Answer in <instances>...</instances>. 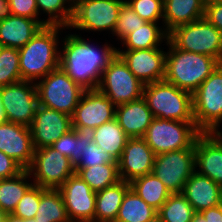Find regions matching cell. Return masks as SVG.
<instances>
[{
	"label": "cell",
	"mask_w": 222,
	"mask_h": 222,
	"mask_svg": "<svg viewBox=\"0 0 222 222\" xmlns=\"http://www.w3.org/2000/svg\"><path fill=\"white\" fill-rule=\"evenodd\" d=\"M199 167V168H197ZM195 170L222 187V131L201 132L195 141Z\"/></svg>",
	"instance_id": "obj_18"
},
{
	"label": "cell",
	"mask_w": 222,
	"mask_h": 222,
	"mask_svg": "<svg viewBox=\"0 0 222 222\" xmlns=\"http://www.w3.org/2000/svg\"><path fill=\"white\" fill-rule=\"evenodd\" d=\"M34 218L37 222H71L58 189L41 187L39 207Z\"/></svg>",
	"instance_id": "obj_30"
},
{
	"label": "cell",
	"mask_w": 222,
	"mask_h": 222,
	"mask_svg": "<svg viewBox=\"0 0 222 222\" xmlns=\"http://www.w3.org/2000/svg\"><path fill=\"white\" fill-rule=\"evenodd\" d=\"M168 40L180 50L208 55L222 63V33L204 17L174 28Z\"/></svg>",
	"instance_id": "obj_6"
},
{
	"label": "cell",
	"mask_w": 222,
	"mask_h": 222,
	"mask_svg": "<svg viewBox=\"0 0 222 222\" xmlns=\"http://www.w3.org/2000/svg\"><path fill=\"white\" fill-rule=\"evenodd\" d=\"M0 222H7V214H5V216L2 219H0Z\"/></svg>",
	"instance_id": "obj_51"
},
{
	"label": "cell",
	"mask_w": 222,
	"mask_h": 222,
	"mask_svg": "<svg viewBox=\"0 0 222 222\" xmlns=\"http://www.w3.org/2000/svg\"><path fill=\"white\" fill-rule=\"evenodd\" d=\"M155 216L157 210L129 188L123 197L115 222H147Z\"/></svg>",
	"instance_id": "obj_31"
},
{
	"label": "cell",
	"mask_w": 222,
	"mask_h": 222,
	"mask_svg": "<svg viewBox=\"0 0 222 222\" xmlns=\"http://www.w3.org/2000/svg\"><path fill=\"white\" fill-rule=\"evenodd\" d=\"M11 14L15 16H23L39 21L46 26L45 20H39L38 7L36 0H9Z\"/></svg>",
	"instance_id": "obj_41"
},
{
	"label": "cell",
	"mask_w": 222,
	"mask_h": 222,
	"mask_svg": "<svg viewBox=\"0 0 222 222\" xmlns=\"http://www.w3.org/2000/svg\"><path fill=\"white\" fill-rule=\"evenodd\" d=\"M6 120L5 114H4V110L2 107V100H1V96H0V124L4 123Z\"/></svg>",
	"instance_id": "obj_48"
},
{
	"label": "cell",
	"mask_w": 222,
	"mask_h": 222,
	"mask_svg": "<svg viewBox=\"0 0 222 222\" xmlns=\"http://www.w3.org/2000/svg\"><path fill=\"white\" fill-rule=\"evenodd\" d=\"M19 51L15 48H0V87L21 81Z\"/></svg>",
	"instance_id": "obj_36"
},
{
	"label": "cell",
	"mask_w": 222,
	"mask_h": 222,
	"mask_svg": "<svg viewBox=\"0 0 222 222\" xmlns=\"http://www.w3.org/2000/svg\"><path fill=\"white\" fill-rule=\"evenodd\" d=\"M204 6L213 4V3H222V0H202Z\"/></svg>",
	"instance_id": "obj_49"
},
{
	"label": "cell",
	"mask_w": 222,
	"mask_h": 222,
	"mask_svg": "<svg viewBox=\"0 0 222 222\" xmlns=\"http://www.w3.org/2000/svg\"><path fill=\"white\" fill-rule=\"evenodd\" d=\"M142 97L154 118L195 122L192 94L165 80L144 85Z\"/></svg>",
	"instance_id": "obj_4"
},
{
	"label": "cell",
	"mask_w": 222,
	"mask_h": 222,
	"mask_svg": "<svg viewBox=\"0 0 222 222\" xmlns=\"http://www.w3.org/2000/svg\"><path fill=\"white\" fill-rule=\"evenodd\" d=\"M34 150L28 126L8 121L0 124V151L14 159L23 169L31 165Z\"/></svg>",
	"instance_id": "obj_20"
},
{
	"label": "cell",
	"mask_w": 222,
	"mask_h": 222,
	"mask_svg": "<svg viewBox=\"0 0 222 222\" xmlns=\"http://www.w3.org/2000/svg\"><path fill=\"white\" fill-rule=\"evenodd\" d=\"M77 134L84 139V149L75 168H88L106 163H117L110 153L104 152L103 148L97 146L94 140V129L90 127H73Z\"/></svg>",
	"instance_id": "obj_32"
},
{
	"label": "cell",
	"mask_w": 222,
	"mask_h": 222,
	"mask_svg": "<svg viewBox=\"0 0 222 222\" xmlns=\"http://www.w3.org/2000/svg\"><path fill=\"white\" fill-rule=\"evenodd\" d=\"M145 21L158 23L164 15V0H125Z\"/></svg>",
	"instance_id": "obj_39"
},
{
	"label": "cell",
	"mask_w": 222,
	"mask_h": 222,
	"mask_svg": "<svg viewBox=\"0 0 222 222\" xmlns=\"http://www.w3.org/2000/svg\"><path fill=\"white\" fill-rule=\"evenodd\" d=\"M27 222H37V220H35V218H31V219H27Z\"/></svg>",
	"instance_id": "obj_53"
},
{
	"label": "cell",
	"mask_w": 222,
	"mask_h": 222,
	"mask_svg": "<svg viewBox=\"0 0 222 222\" xmlns=\"http://www.w3.org/2000/svg\"><path fill=\"white\" fill-rule=\"evenodd\" d=\"M40 80L35 82L39 105L72 116L85 89L60 66Z\"/></svg>",
	"instance_id": "obj_7"
},
{
	"label": "cell",
	"mask_w": 222,
	"mask_h": 222,
	"mask_svg": "<svg viewBox=\"0 0 222 222\" xmlns=\"http://www.w3.org/2000/svg\"><path fill=\"white\" fill-rule=\"evenodd\" d=\"M117 55L144 85L164 80L166 52L159 48L117 50Z\"/></svg>",
	"instance_id": "obj_15"
},
{
	"label": "cell",
	"mask_w": 222,
	"mask_h": 222,
	"mask_svg": "<svg viewBox=\"0 0 222 222\" xmlns=\"http://www.w3.org/2000/svg\"><path fill=\"white\" fill-rule=\"evenodd\" d=\"M130 188L157 211L171 195L164 183L153 173L135 178L130 182Z\"/></svg>",
	"instance_id": "obj_27"
},
{
	"label": "cell",
	"mask_w": 222,
	"mask_h": 222,
	"mask_svg": "<svg viewBox=\"0 0 222 222\" xmlns=\"http://www.w3.org/2000/svg\"><path fill=\"white\" fill-rule=\"evenodd\" d=\"M129 137L119 125L118 121L112 119L94 129V142L103 148L104 152L110 153L118 160L123 153Z\"/></svg>",
	"instance_id": "obj_26"
},
{
	"label": "cell",
	"mask_w": 222,
	"mask_h": 222,
	"mask_svg": "<svg viewBox=\"0 0 222 222\" xmlns=\"http://www.w3.org/2000/svg\"><path fill=\"white\" fill-rule=\"evenodd\" d=\"M33 183L45 189H59L75 173L74 164L51 146L34 150L31 165L27 168Z\"/></svg>",
	"instance_id": "obj_10"
},
{
	"label": "cell",
	"mask_w": 222,
	"mask_h": 222,
	"mask_svg": "<svg viewBox=\"0 0 222 222\" xmlns=\"http://www.w3.org/2000/svg\"><path fill=\"white\" fill-rule=\"evenodd\" d=\"M193 116L201 132H219L222 121V63L192 94Z\"/></svg>",
	"instance_id": "obj_5"
},
{
	"label": "cell",
	"mask_w": 222,
	"mask_h": 222,
	"mask_svg": "<svg viewBox=\"0 0 222 222\" xmlns=\"http://www.w3.org/2000/svg\"><path fill=\"white\" fill-rule=\"evenodd\" d=\"M11 15L9 0H0V21Z\"/></svg>",
	"instance_id": "obj_45"
},
{
	"label": "cell",
	"mask_w": 222,
	"mask_h": 222,
	"mask_svg": "<svg viewBox=\"0 0 222 222\" xmlns=\"http://www.w3.org/2000/svg\"><path fill=\"white\" fill-rule=\"evenodd\" d=\"M58 190L71 222H95L96 192L77 173Z\"/></svg>",
	"instance_id": "obj_14"
},
{
	"label": "cell",
	"mask_w": 222,
	"mask_h": 222,
	"mask_svg": "<svg viewBox=\"0 0 222 222\" xmlns=\"http://www.w3.org/2000/svg\"><path fill=\"white\" fill-rule=\"evenodd\" d=\"M34 149L51 146L72 127V116L38 105L34 120L29 126Z\"/></svg>",
	"instance_id": "obj_16"
},
{
	"label": "cell",
	"mask_w": 222,
	"mask_h": 222,
	"mask_svg": "<svg viewBox=\"0 0 222 222\" xmlns=\"http://www.w3.org/2000/svg\"><path fill=\"white\" fill-rule=\"evenodd\" d=\"M200 133L195 122L154 118L142 138L159 155L191 148Z\"/></svg>",
	"instance_id": "obj_8"
},
{
	"label": "cell",
	"mask_w": 222,
	"mask_h": 222,
	"mask_svg": "<svg viewBox=\"0 0 222 222\" xmlns=\"http://www.w3.org/2000/svg\"><path fill=\"white\" fill-rule=\"evenodd\" d=\"M130 182L119 181L96 193L95 222H115Z\"/></svg>",
	"instance_id": "obj_25"
},
{
	"label": "cell",
	"mask_w": 222,
	"mask_h": 222,
	"mask_svg": "<svg viewBox=\"0 0 222 222\" xmlns=\"http://www.w3.org/2000/svg\"><path fill=\"white\" fill-rule=\"evenodd\" d=\"M0 96L6 120L29 127L39 105L35 83L21 80L2 86Z\"/></svg>",
	"instance_id": "obj_13"
},
{
	"label": "cell",
	"mask_w": 222,
	"mask_h": 222,
	"mask_svg": "<svg viewBox=\"0 0 222 222\" xmlns=\"http://www.w3.org/2000/svg\"><path fill=\"white\" fill-rule=\"evenodd\" d=\"M68 35L61 41L64 45L63 52L60 51L59 66L85 90L97 89L102 72L116 56L117 49L107 43L97 49L79 35Z\"/></svg>",
	"instance_id": "obj_1"
},
{
	"label": "cell",
	"mask_w": 222,
	"mask_h": 222,
	"mask_svg": "<svg viewBox=\"0 0 222 222\" xmlns=\"http://www.w3.org/2000/svg\"><path fill=\"white\" fill-rule=\"evenodd\" d=\"M164 80L193 94L220 62L208 55L183 51L169 40Z\"/></svg>",
	"instance_id": "obj_3"
},
{
	"label": "cell",
	"mask_w": 222,
	"mask_h": 222,
	"mask_svg": "<svg viewBox=\"0 0 222 222\" xmlns=\"http://www.w3.org/2000/svg\"><path fill=\"white\" fill-rule=\"evenodd\" d=\"M43 27L35 20L23 16L10 15L0 21V45L15 49L22 48Z\"/></svg>",
	"instance_id": "obj_23"
},
{
	"label": "cell",
	"mask_w": 222,
	"mask_h": 222,
	"mask_svg": "<svg viewBox=\"0 0 222 222\" xmlns=\"http://www.w3.org/2000/svg\"><path fill=\"white\" fill-rule=\"evenodd\" d=\"M7 222H27V219H22L13 214H7Z\"/></svg>",
	"instance_id": "obj_47"
},
{
	"label": "cell",
	"mask_w": 222,
	"mask_h": 222,
	"mask_svg": "<svg viewBox=\"0 0 222 222\" xmlns=\"http://www.w3.org/2000/svg\"><path fill=\"white\" fill-rule=\"evenodd\" d=\"M5 216V213L0 210V219H2Z\"/></svg>",
	"instance_id": "obj_52"
},
{
	"label": "cell",
	"mask_w": 222,
	"mask_h": 222,
	"mask_svg": "<svg viewBox=\"0 0 222 222\" xmlns=\"http://www.w3.org/2000/svg\"><path fill=\"white\" fill-rule=\"evenodd\" d=\"M30 173L24 169L17 176L0 179V210L5 214H12L18 202L26 191L34 184L28 183Z\"/></svg>",
	"instance_id": "obj_28"
},
{
	"label": "cell",
	"mask_w": 222,
	"mask_h": 222,
	"mask_svg": "<svg viewBox=\"0 0 222 222\" xmlns=\"http://www.w3.org/2000/svg\"><path fill=\"white\" fill-rule=\"evenodd\" d=\"M157 25L154 22H145L141 27L126 35L121 40L126 47L125 50L159 48L163 40H168V33Z\"/></svg>",
	"instance_id": "obj_29"
},
{
	"label": "cell",
	"mask_w": 222,
	"mask_h": 222,
	"mask_svg": "<svg viewBox=\"0 0 222 222\" xmlns=\"http://www.w3.org/2000/svg\"><path fill=\"white\" fill-rule=\"evenodd\" d=\"M147 222H163V221H162L161 218L157 215V216H155L152 220L147 221Z\"/></svg>",
	"instance_id": "obj_50"
},
{
	"label": "cell",
	"mask_w": 222,
	"mask_h": 222,
	"mask_svg": "<svg viewBox=\"0 0 222 222\" xmlns=\"http://www.w3.org/2000/svg\"><path fill=\"white\" fill-rule=\"evenodd\" d=\"M195 143L191 148L180 149L155 156L152 173L171 194L182 193L186 181L195 172Z\"/></svg>",
	"instance_id": "obj_12"
},
{
	"label": "cell",
	"mask_w": 222,
	"mask_h": 222,
	"mask_svg": "<svg viewBox=\"0 0 222 222\" xmlns=\"http://www.w3.org/2000/svg\"><path fill=\"white\" fill-rule=\"evenodd\" d=\"M202 0H164L163 25L167 33L204 17Z\"/></svg>",
	"instance_id": "obj_24"
},
{
	"label": "cell",
	"mask_w": 222,
	"mask_h": 222,
	"mask_svg": "<svg viewBox=\"0 0 222 222\" xmlns=\"http://www.w3.org/2000/svg\"><path fill=\"white\" fill-rule=\"evenodd\" d=\"M182 194L195 212L222 204V187L196 171L186 181Z\"/></svg>",
	"instance_id": "obj_21"
},
{
	"label": "cell",
	"mask_w": 222,
	"mask_h": 222,
	"mask_svg": "<svg viewBox=\"0 0 222 222\" xmlns=\"http://www.w3.org/2000/svg\"><path fill=\"white\" fill-rule=\"evenodd\" d=\"M209 222H222V204L200 212Z\"/></svg>",
	"instance_id": "obj_44"
},
{
	"label": "cell",
	"mask_w": 222,
	"mask_h": 222,
	"mask_svg": "<svg viewBox=\"0 0 222 222\" xmlns=\"http://www.w3.org/2000/svg\"><path fill=\"white\" fill-rule=\"evenodd\" d=\"M63 26H43L19 51L21 79L35 83L59 67V30Z\"/></svg>",
	"instance_id": "obj_2"
},
{
	"label": "cell",
	"mask_w": 222,
	"mask_h": 222,
	"mask_svg": "<svg viewBox=\"0 0 222 222\" xmlns=\"http://www.w3.org/2000/svg\"><path fill=\"white\" fill-rule=\"evenodd\" d=\"M66 3L68 5L64 6ZM36 4L38 14L40 10L48 14V19L45 20L46 25L69 27L73 18L74 0H36Z\"/></svg>",
	"instance_id": "obj_35"
},
{
	"label": "cell",
	"mask_w": 222,
	"mask_h": 222,
	"mask_svg": "<svg viewBox=\"0 0 222 222\" xmlns=\"http://www.w3.org/2000/svg\"><path fill=\"white\" fill-rule=\"evenodd\" d=\"M75 173L96 193L121 181L118 163H106L88 168H75Z\"/></svg>",
	"instance_id": "obj_33"
},
{
	"label": "cell",
	"mask_w": 222,
	"mask_h": 222,
	"mask_svg": "<svg viewBox=\"0 0 222 222\" xmlns=\"http://www.w3.org/2000/svg\"><path fill=\"white\" fill-rule=\"evenodd\" d=\"M145 22L126 2L120 8L113 36L122 40L126 35L141 27Z\"/></svg>",
	"instance_id": "obj_38"
},
{
	"label": "cell",
	"mask_w": 222,
	"mask_h": 222,
	"mask_svg": "<svg viewBox=\"0 0 222 222\" xmlns=\"http://www.w3.org/2000/svg\"><path fill=\"white\" fill-rule=\"evenodd\" d=\"M51 147L70 158V161L75 165L80 159L82 149H84V139L77 134L75 129H71L54 142Z\"/></svg>",
	"instance_id": "obj_37"
},
{
	"label": "cell",
	"mask_w": 222,
	"mask_h": 222,
	"mask_svg": "<svg viewBox=\"0 0 222 222\" xmlns=\"http://www.w3.org/2000/svg\"><path fill=\"white\" fill-rule=\"evenodd\" d=\"M143 88L144 84L133 75L117 54L103 70L97 86L115 106L141 98Z\"/></svg>",
	"instance_id": "obj_9"
},
{
	"label": "cell",
	"mask_w": 222,
	"mask_h": 222,
	"mask_svg": "<svg viewBox=\"0 0 222 222\" xmlns=\"http://www.w3.org/2000/svg\"><path fill=\"white\" fill-rule=\"evenodd\" d=\"M191 222H209V220H206L200 212H195Z\"/></svg>",
	"instance_id": "obj_46"
},
{
	"label": "cell",
	"mask_w": 222,
	"mask_h": 222,
	"mask_svg": "<svg viewBox=\"0 0 222 222\" xmlns=\"http://www.w3.org/2000/svg\"><path fill=\"white\" fill-rule=\"evenodd\" d=\"M116 106L98 89L85 90L72 115V127H90L115 119Z\"/></svg>",
	"instance_id": "obj_17"
},
{
	"label": "cell",
	"mask_w": 222,
	"mask_h": 222,
	"mask_svg": "<svg viewBox=\"0 0 222 222\" xmlns=\"http://www.w3.org/2000/svg\"><path fill=\"white\" fill-rule=\"evenodd\" d=\"M41 186L33 184L23 195L13 211V215L22 219L34 218L40 202Z\"/></svg>",
	"instance_id": "obj_40"
},
{
	"label": "cell",
	"mask_w": 222,
	"mask_h": 222,
	"mask_svg": "<svg viewBox=\"0 0 222 222\" xmlns=\"http://www.w3.org/2000/svg\"><path fill=\"white\" fill-rule=\"evenodd\" d=\"M23 170L14 159L0 151V179L15 177Z\"/></svg>",
	"instance_id": "obj_42"
},
{
	"label": "cell",
	"mask_w": 222,
	"mask_h": 222,
	"mask_svg": "<svg viewBox=\"0 0 222 222\" xmlns=\"http://www.w3.org/2000/svg\"><path fill=\"white\" fill-rule=\"evenodd\" d=\"M155 153L142 137L129 138L117 160L120 179L131 182L152 173Z\"/></svg>",
	"instance_id": "obj_19"
},
{
	"label": "cell",
	"mask_w": 222,
	"mask_h": 222,
	"mask_svg": "<svg viewBox=\"0 0 222 222\" xmlns=\"http://www.w3.org/2000/svg\"><path fill=\"white\" fill-rule=\"evenodd\" d=\"M195 211L182 193H174L157 211L163 222H191Z\"/></svg>",
	"instance_id": "obj_34"
},
{
	"label": "cell",
	"mask_w": 222,
	"mask_h": 222,
	"mask_svg": "<svg viewBox=\"0 0 222 222\" xmlns=\"http://www.w3.org/2000/svg\"><path fill=\"white\" fill-rule=\"evenodd\" d=\"M125 0H74L70 28L85 31L110 30L113 34L120 8Z\"/></svg>",
	"instance_id": "obj_11"
},
{
	"label": "cell",
	"mask_w": 222,
	"mask_h": 222,
	"mask_svg": "<svg viewBox=\"0 0 222 222\" xmlns=\"http://www.w3.org/2000/svg\"><path fill=\"white\" fill-rule=\"evenodd\" d=\"M115 118L129 138L143 137L154 119L143 97L116 106Z\"/></svg>",
	"instance_id": "obj_22"
},
{
	"label": "cell",
	"mask_w": 222,
	"mask_h": 222,
	"mask_svg": "<svg viewBox=\"0 0 222 222\" xmlns=\"http://www.w3.org/2000/svg\"><path fill=\"white\" fill-rule=\"evenodd\" d=\"M204 18L222 33V3L205 6Z\"/></svg>",
	"instance_id": "obj_43"
}]
</instances>
